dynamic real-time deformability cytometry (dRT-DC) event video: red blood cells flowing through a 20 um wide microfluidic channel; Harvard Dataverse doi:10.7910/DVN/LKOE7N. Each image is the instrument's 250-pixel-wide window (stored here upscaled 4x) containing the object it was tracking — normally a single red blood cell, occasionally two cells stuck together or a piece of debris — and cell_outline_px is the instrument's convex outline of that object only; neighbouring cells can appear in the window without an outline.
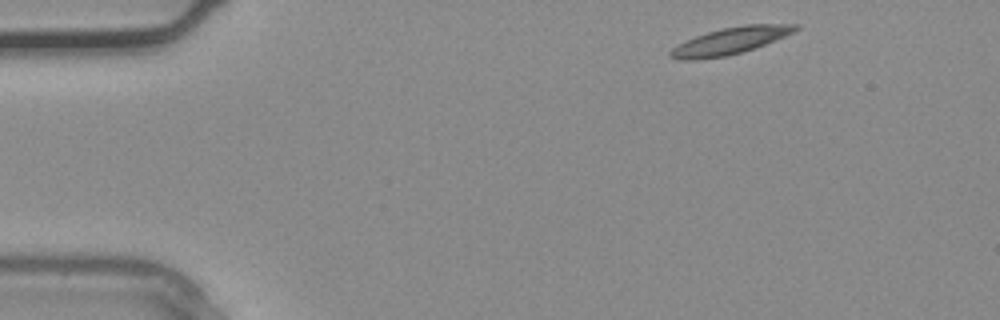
{"species": "common noctule bat (a hibernating species)", "species_latin": "Nyctalus noctula", "temperature_condition": "warm", "stored_images_in_passage": 3, "camera_frame_rate_fps": 3000, "um_per_image_px": 0.085, "animal": {"sex": "male", "body_mass_g": 20.4}, "frame": {"image": 1, "passage_image": 1, "time_ms": 0.0, "image_size_px": [1000, 320], "cell_outline_px": [[800, 28], [796, 32], [764, 44], [728, 56], [696, 60], [680, 60], [668, 56], [668, 52], [672, 48], [696, 36], [708, 32], [724, 28], [744, 24], [800, 24]], "centroid_in_image_um": [62.09, 3.47], "position_along_channel_um": 22.9, "area_um2": 19.42}}
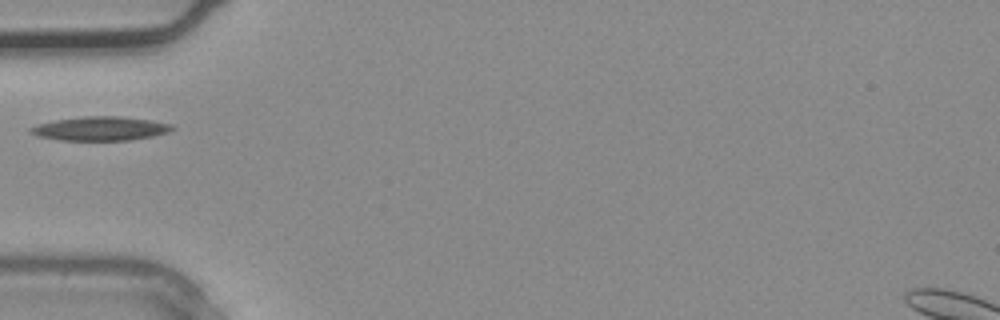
{"frame": {"image": 2, "passage_image": 3, "time_ms": 0.667, "image_size_px": [1000, 320], "cell_outline_px": [[176, 128], [168, 132], [152, 136], [128, 140], [60, 140], [40, 136], [28, 132], [28, 128], [40, 124], [56, 120], [84, 116], [120, 116], [152, 120], [172, 124]], "centroid_in_image_um": [8.57, 10.92], "position_along_channel_um": 76.4, "area_um2": 19.65}}